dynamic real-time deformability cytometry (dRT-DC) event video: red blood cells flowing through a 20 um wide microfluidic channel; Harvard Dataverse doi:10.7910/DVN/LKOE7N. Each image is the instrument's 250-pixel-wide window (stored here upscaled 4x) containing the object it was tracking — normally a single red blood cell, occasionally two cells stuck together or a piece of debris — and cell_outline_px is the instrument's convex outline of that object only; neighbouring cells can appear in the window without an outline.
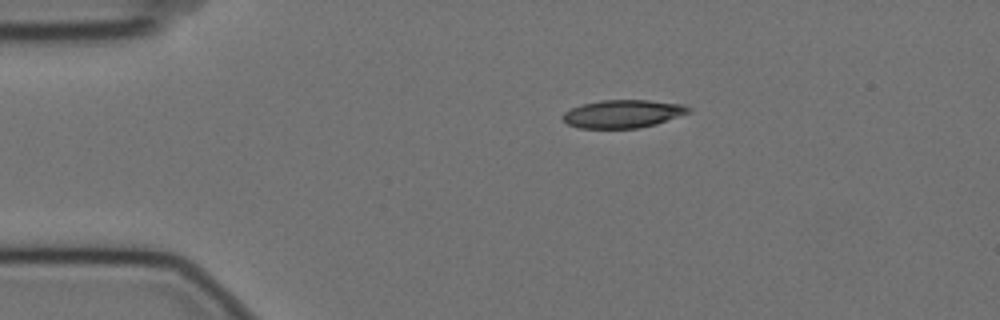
{"species": "Egyptian fruit bat (a non-hibernating species)", "species_latin": "Rousettus aegyptiacus", "temperature_condition": "cold", "stored_images_in_passage": 47, "camera_frame_rate_fps": 3000, "um_per_image_px": 0.085, "animal": {"sex": "female"}, "frame": {"image": 1, "passage_image": 1, "time_ms": 0.0, "image_size_px": [1000, 320], "cell_outline_px": [[692, 112], [656, 124], [640, 128], [580, 128], [568, 124], [560, 116], [564, 112], [580, 104], [600, 100], [648, 100], [684, 104], [692, 108]], "centroid_in_image_um": [52.97, 9.67], "position_along_channel_um": 32.0, "area_um2": 20.75}}
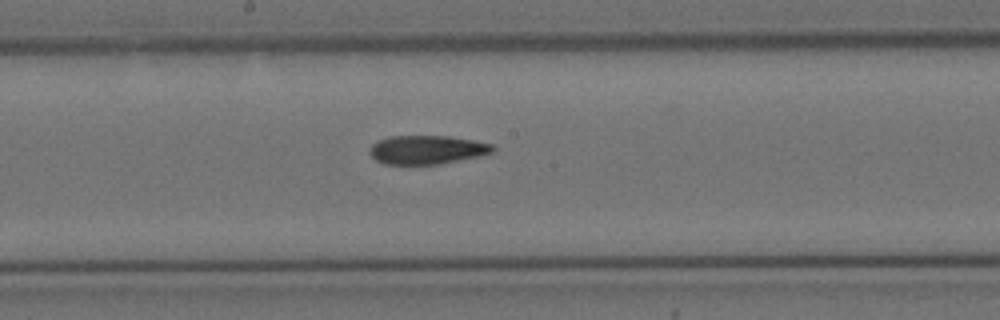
{"frame": {"image": 2, "passage_image": 20, "time_ms": 6.333, "image_size_px": [1000, 320], "cell_outline_px": [[496, 152], [480, 156], [436, 164], [384, 164], [376, 160], [368, 152], [372, 144], [388, 136], [448, 136], [472, 140], [492, 144], [496, 148]], "centroid_in_image_um": [36.31, 12.72], "position_along_channel_um": 211.9, "area_um2": 20.58}}
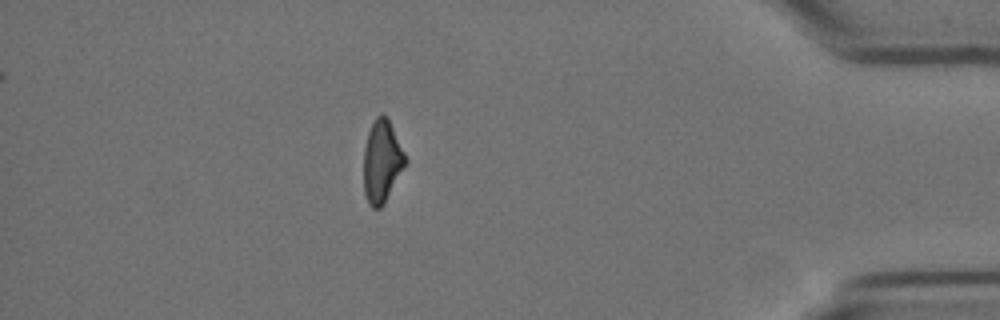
{"frame": {"image": 3, "passage_image": 40, "time_ms": 13.0, "image_size_px": [1000, 320], "cell_outline_px": [[408, 160], [384, 204], [380, 208], [372, 208], [368, 204], [364, 192], [364, 148], [368, 132], [376, 116], [388, 116]], "centroid_in_image_um": [32.47, 13.73], "position_along_channel_um": 402.7, "area_um2": 20.0}, "authors_computed_cell_mechanics": {"area_um2": 20.8658, "velocity_mm_per_s": 3.5323, "shape_relaxation_time_tau1_ms": null, "shape_relaxation_time_tau2_ms": 4.5187, "deformation_change_tau1": null, "deformation_change_tau2": 0.1261}}